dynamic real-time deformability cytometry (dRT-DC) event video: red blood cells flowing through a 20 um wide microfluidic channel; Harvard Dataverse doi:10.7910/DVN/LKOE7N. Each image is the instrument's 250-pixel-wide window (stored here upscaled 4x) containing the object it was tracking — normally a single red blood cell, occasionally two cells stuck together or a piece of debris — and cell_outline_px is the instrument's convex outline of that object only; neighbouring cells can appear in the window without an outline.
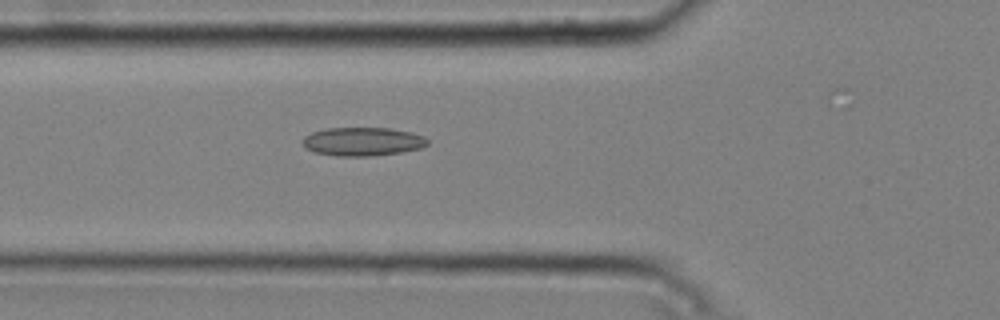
{"species": "common noctule bat (a hibernating species)", "species_latin": "Nyctalus noctula", "temperature_condition": "cold", "stored_images_in_passage": 5, "camera_frame_rate_fps": 3000, "um_per_image_px": 0.085, "animal": {"sex": "male", "body_mass_g": 20.4}, "frame": {"image": 1, "passage_image": 5, "time_ms": 1.333, "image_size_px": [1000, 320], "cell_outline_px": [[428, 144], [420, 148], [400, 152], [368, 156], [336, 156], [316, 152], [304, 148], [300, 140], [304, 136], [312, 132], [324, 128], [392, 128], [412, 132], [424, 136], [428, 140]], "centroid_in_image_um": [30.79, 12.02], "position_along_channel_um": 95.0, "area_um2": 20.92}}